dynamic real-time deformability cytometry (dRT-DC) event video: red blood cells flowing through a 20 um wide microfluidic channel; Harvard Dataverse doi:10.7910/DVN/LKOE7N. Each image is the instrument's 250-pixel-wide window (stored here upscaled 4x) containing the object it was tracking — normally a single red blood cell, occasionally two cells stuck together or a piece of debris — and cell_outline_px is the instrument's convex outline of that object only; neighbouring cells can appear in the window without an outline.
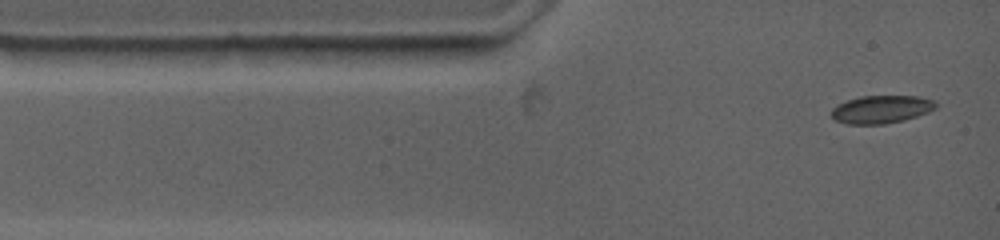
{"species": "common noctule bat (a hibernating species)", "species_latin": "Nyctalus noctula", "temperature_condition": "warm", "stored_images_in_passage": 71, "camera_frame_rate_fps": 4500, "um_per_image_px": 0.085, "animal": {"sex": "female", "body_mass_g": 19.0, "forearm_length_mm": 53.3}, "frame": {"image": 1, "passage_image": 1, "time_ms": 0.0, "image_size_px": [1000, 240], "cell_outline_px": [[936, 108], [928, 112], [904, 120], [884, 124], [848, 124], [836, 120], [832, 116], [832, 108], [836, 104], [860, 96], [920, 96], [936, 100]], "centroid_in_image_um": [74.93, 9.28], "position_along_channel_um": 10.1, "area_um2": 16.99}}
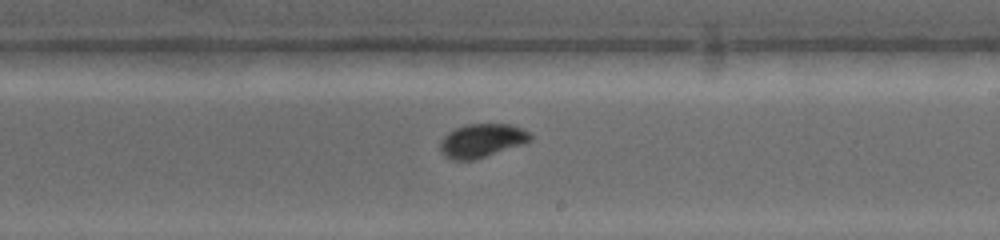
{"frame": {"image": 2, "passage_image": 32, "time_ms": 7.333, "image_size_px": [1000, 240], "cell_outline_px": [[532, 140], [524, 144], [472, 160], [452, 160], [444, 156], [440, 152], [440, 140], [448, 132], [464, 124], [508, 124], [520, 128], [528, 132], [532, 136]], "centroid_in_image_um": [40.92, 11.95], "position_along_channel_um": 248.1, "area_um2": 17.63}}
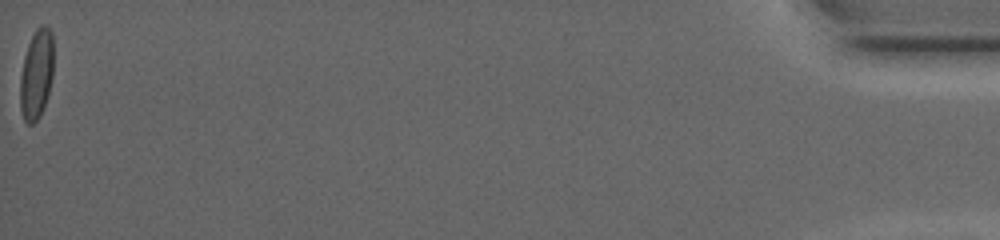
{"frame": {"image": 3, "passage_image": 71, "time_ms": 17.111, "image_size_px": [1000, 240], "cell_outline_px": [[52, 76], [48, 92], [40, 116], [32, 124], [28, 124], [24, 120], [20, 108], [20, 76], [24, 56], [28, 44], [36, 28], [40, 24], [44, 24], [52, 32]], "centroid_in_image_um": [3.07, 6.29], "position_along_channel_um": 432.1, "area_um2": 17.28}, "authors_computed_cell_mechanics": {"area_um2": 17.051, "velocity_mm_per_s": 3.7109, "shape_relaxation_time_tau1_ms": 2.3422, "shape_relaxation_time_tau2_ms": null, "deformation_change_tau1": 0.1265, "deformation_change_tau2": null}}